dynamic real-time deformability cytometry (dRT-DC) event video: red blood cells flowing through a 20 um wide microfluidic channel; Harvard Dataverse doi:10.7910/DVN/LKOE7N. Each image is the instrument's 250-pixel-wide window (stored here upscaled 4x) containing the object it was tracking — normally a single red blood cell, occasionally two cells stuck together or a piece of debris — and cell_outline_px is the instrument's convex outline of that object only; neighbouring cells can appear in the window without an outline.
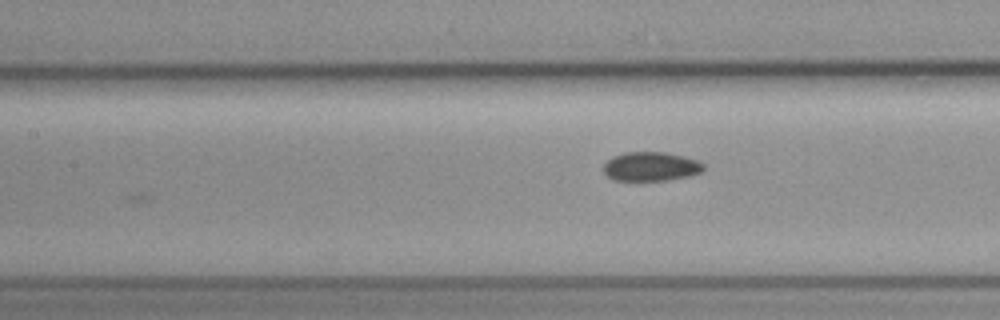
{"species": "common noctule bat (a hibernating species)", "species_latin": "Nyctalus noctula", "temperature_condition": "cold", "stored_images_in_passage": 7, "camera_frame_rate_fps": 3000, "um_per_image_px": 0.085, "animal": {"sex": "female", "body_mass_g": 19.3, "forearm_length_mm": 54.1}, "frame": {"image": 1, "passage_image": 5, "time_ms": 1.333, "image_size_px": [1000, 320], "cell_outline_px": [[704, 168], [700, 172], [692, 176], [668, 180], [612, 180], [604, 172], [604, 164], [612, 156], [624, 152], [664, 152], [684, 156], [696, 160], [704, 164]], "centroid_in_image_um": [55.33, 14.15], "position_along_channel_um": 152.1, "area_um2": 16.99}}
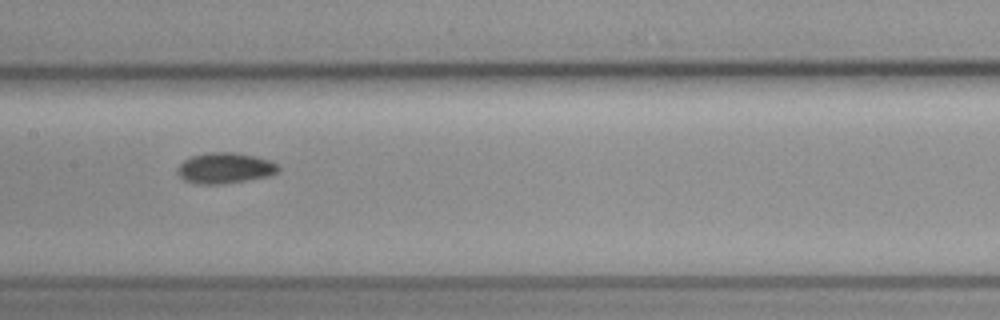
{"frame": {"image": 2, "passage_image": 6, "time_ms": 1.667, "image_size_px": [1000, 320], "cell_outline_px": [[280, 168], [276, 172], [268, 176], [220, 184], [196, 184], [184, 180], [176, 172], [176, 168], [184, 160], [192, 156], [208, 152], [236, 152], [256, 156], [268, 160], [276, 164]], "centroid_in_image_um": [19.07, 14.28], "position_along_channel_um": 188.3, "area_um2": 17.98}}
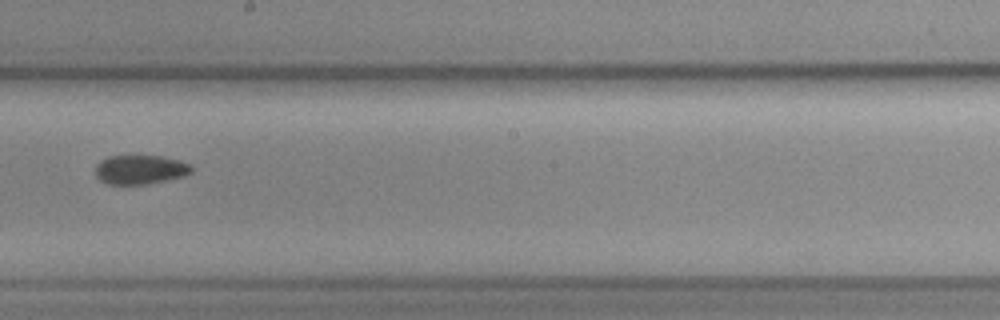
{"frame": {"image": 3, "passage_image": 7, "time_ms": 2.0, "image_size_px": [1000, 320], "cell_outline_px": [[192, 172], [184, 176], [148, 184], [108, 184], [100, 180], [96, 176], [96, 164], [100, 160], [108, 156], [160, 156], [180, 160], [192, 164]], "centroid_in_image_um": [11.93, 14.41], "position_along_channel_um": 236.3, "area_um2": 16.42}}